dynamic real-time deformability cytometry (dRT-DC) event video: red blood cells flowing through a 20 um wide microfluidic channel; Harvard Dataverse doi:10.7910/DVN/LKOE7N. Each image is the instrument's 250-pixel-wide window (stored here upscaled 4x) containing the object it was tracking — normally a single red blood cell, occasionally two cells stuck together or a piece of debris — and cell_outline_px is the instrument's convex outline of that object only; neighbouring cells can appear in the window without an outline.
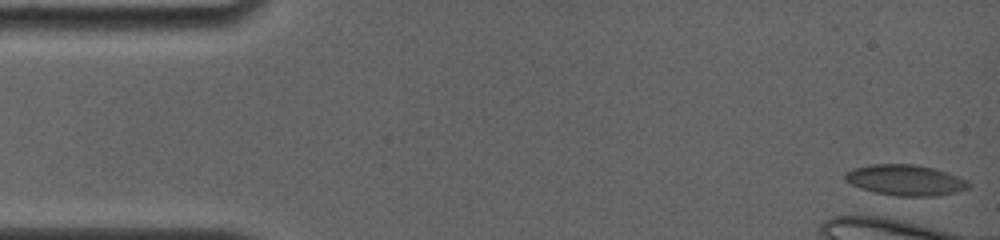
{"species": "common noctule bat (a hibernating species)", "species_latin": "Nyctalus noctula", "temperature_condition": "room temperature", "stored_images_in_passage": 3, "camera_frame_rate_fps": 4000, "um_per_image_px": 0.085, "animal": {"sex": "female", "body_mass_g": 19.0, "forearm_length_mm": 56.7}, "frame": {"image": 1, "passage_image": 1, "time_ms": 0.0, "image_size_px": [1000, 240], "cell_outline_px": [[968, 188], [956, 192], [936, 196], [896, 196], [876, 192], [860, 188], [844, 180], [844, 172], [856, 168], [872, 164], [916, 164], [948, 172], [968, 180]], "centroid_in_image_um": [76.96, 15.31], "position_along_channel_um": 8.0, "area_um2": 22.08}}